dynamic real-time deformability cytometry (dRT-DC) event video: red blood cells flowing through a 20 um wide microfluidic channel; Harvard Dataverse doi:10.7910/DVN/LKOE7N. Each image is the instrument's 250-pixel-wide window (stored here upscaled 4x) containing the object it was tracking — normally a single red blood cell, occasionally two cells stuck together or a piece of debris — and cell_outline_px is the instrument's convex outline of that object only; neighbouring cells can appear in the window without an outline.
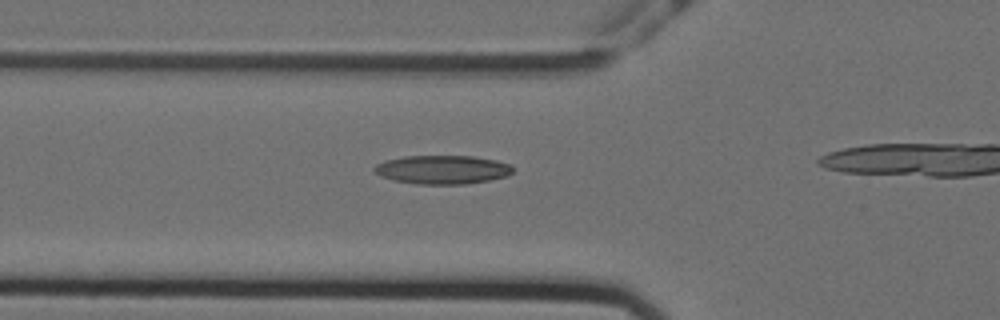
{"species": "Egyptian fruit bat (a non-hibernating species)", "species_latin": "Rousettus aegyptiacus", "temperature_condition": "cold", "stored_images_in_passage": 19, "camera_frame_rate_fps": 3000, "um_per_image_px": 0.085, "animal": {"sex": "female"}, "frame": {"image": 1, "passage_image": 14, "time_ms": 4.333, "image_size_px": [1000, 320], "cell_outline_px": [[512, 172], [508, 176], [468, 184], [416, 184], [392, 180], [380, 176], [372, 168], [376, 164], [384, 160], [404, 156], [472, 156], [496, 160], [512, 164]], "centroid_in_image_um": [37.59, 14.42], "position_along_channel_um": 88.2, "area_um2": 23.35}}